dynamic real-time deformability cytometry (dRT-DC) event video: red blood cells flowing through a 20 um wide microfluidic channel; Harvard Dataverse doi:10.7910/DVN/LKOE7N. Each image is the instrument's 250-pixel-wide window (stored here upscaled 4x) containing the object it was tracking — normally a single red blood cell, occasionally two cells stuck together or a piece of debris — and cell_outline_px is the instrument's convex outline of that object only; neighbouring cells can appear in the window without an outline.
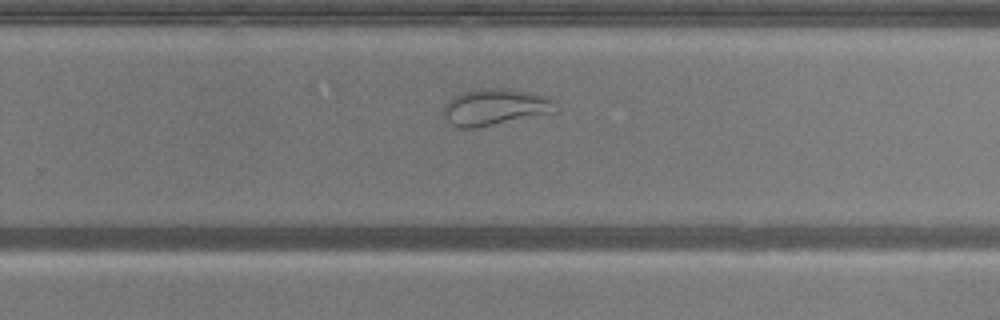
{"species": "common noctule bat (a hibernating species)", "species_latin": "Nyctalus noctula", "temperature_condition": "warm", "stored_images_in_passage": 44, "camera_frame_rate_fps": 3000, "um_per_image_px": 0.085, "animal": {"sex": "male", "body_mass_g": 20.5, "forearm_length_mm": 52.5}, "frame": {"image": 1, "passage_image": 25, "time_ms": 8.0, "image_size_px": [1000, 320], "cell_outline_px": [[560, 108], [556, 112], [476, 128], [460, 128], [452, 124], [444, 116], [444, 104], [452, 96], [460, 92], [476, 88], [504, 88], [528, 92], [548, 96]], "centroid_in_image_um": [42.09, 9.09], "position_along_channel_um": 287.7, "area_um2": 24.1}}
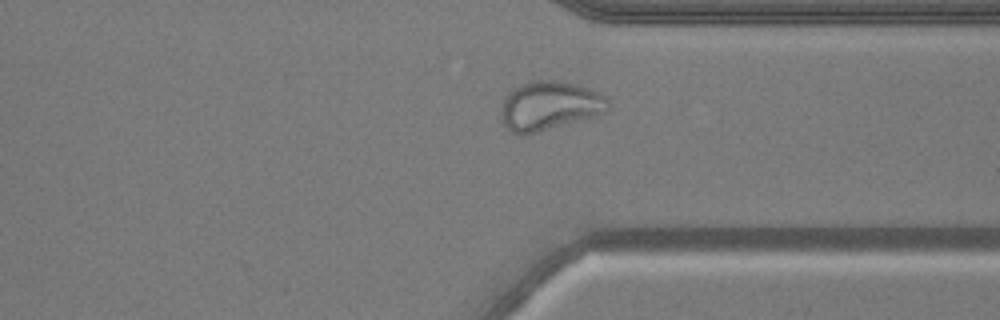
{"frame": {"image": 2, "passage_image": 31, "time_ms": 10.0, "image_size_px": [1000, 320], "cell_outline_px": [[612, 108], [608, 112], [588, 120], [524, 136], [512, 132], [504, 124], [500, 112], [504, 96], [508, 92], [520, 84], [528, 80], [560, 80], [580, 84], [604, 96], [612, 104]], "centroid_in_image_um": [46.76, 9.0], "position_along_channel_um": 364.6, "area_um2": 31.73}}
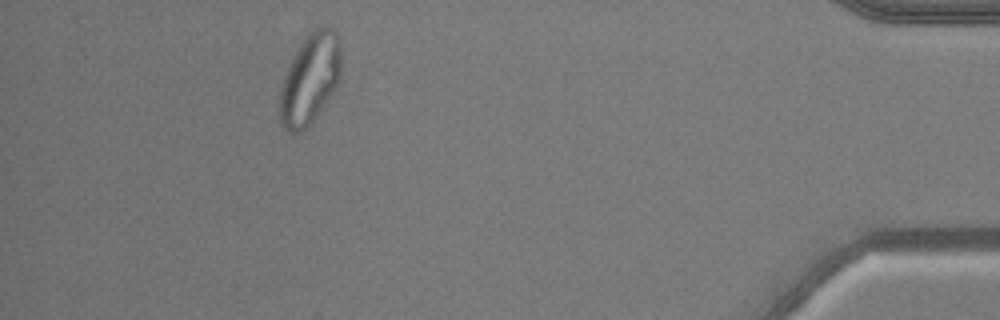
{"frame": {"image": 3, "passage_image": 39, "time_ms": 12.667, "image_size_px": [1000, 320], "cell_outline_px": [[340, 80], [336, 88], [320, 112], [296, 136], [288, 132], [280, 124], [280, 88], [284, 76], [300, 44], [316, 28], [324, 24], [332, 28], [336, 32], [340, 44]], "centroid_in_image_um": [26.36, 6.74], "position_along_channel_um": 408.8, "area_um2": 32.19}}